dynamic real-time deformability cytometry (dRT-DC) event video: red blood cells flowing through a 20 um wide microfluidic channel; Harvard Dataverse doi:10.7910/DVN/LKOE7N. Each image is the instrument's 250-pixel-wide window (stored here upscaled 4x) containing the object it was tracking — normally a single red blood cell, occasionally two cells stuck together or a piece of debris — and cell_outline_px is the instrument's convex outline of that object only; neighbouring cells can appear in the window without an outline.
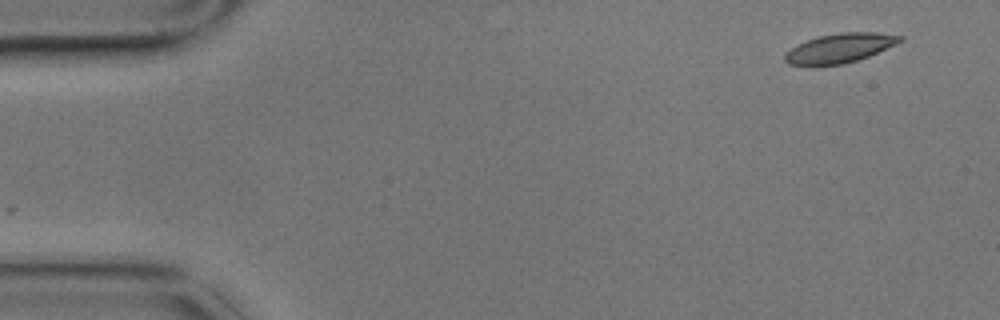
{"species": "common noctule bat (a hibernating species)", "species_latin": "Nyctalus noctula", "temperature_condition": "cold", "stored_images_in_passage": 2, "camera_frame_rate_fps": 3000, "um_per_image_px": 0.085, "animal": {"sex": "male", "body_mass_g": 17.9}, "frame": {"image": 1, "passage_image": 2, "time_ms": 0.333, "image_size_px": [1000, 320], "cell_outline_px": [[904, 40], [896, 44], [868, 56], [844, 64], [788, 64], [784, 60], [784, 56], [796, 44], [820, 36], [840, 32], [880, 32], [904, 36]], "centroid_in_image_um": [71.44, 4.06], "position_along_channel_um": 13.6, "area_um2": 19.31}}